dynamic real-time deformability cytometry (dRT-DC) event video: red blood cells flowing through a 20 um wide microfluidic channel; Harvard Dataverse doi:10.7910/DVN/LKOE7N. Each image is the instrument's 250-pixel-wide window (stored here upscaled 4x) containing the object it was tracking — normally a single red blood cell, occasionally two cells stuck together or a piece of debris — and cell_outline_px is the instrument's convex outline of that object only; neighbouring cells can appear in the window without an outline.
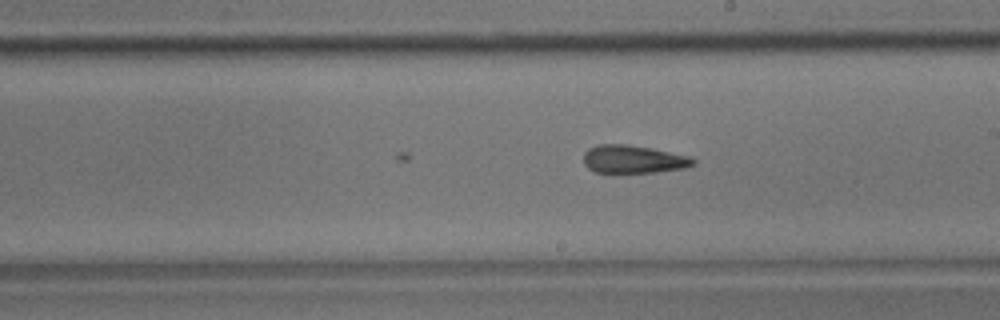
{"species": "common noctule bat (a hibernating species)", "species_latin": "Nyctalus noctula", "temperature_condition": "room temperature", "stored_images_in_passage": 27, "camera_frame_rate_fps": 3000, "um_per_image_px": 0.085, "animal": {"sex": "male", "body_mass_g": 17.9}, "frame": {"image": 1, "passage_image": 27, "time_ms": 8.667, "image_size_px": [1000, 320], "cell_outline_px": [[696, 164], [684, 168], [656, 172], [596, 172], [588, 168], [584, 164], [584, 152], [588, 148], [596, 144], [624, 144], [648, 148], [692, 156], [696, 160]], "centroid_in_image_um": [53.84, 13.53], "position_along_channel_um": 235.2, "area_um2": 17.86}}